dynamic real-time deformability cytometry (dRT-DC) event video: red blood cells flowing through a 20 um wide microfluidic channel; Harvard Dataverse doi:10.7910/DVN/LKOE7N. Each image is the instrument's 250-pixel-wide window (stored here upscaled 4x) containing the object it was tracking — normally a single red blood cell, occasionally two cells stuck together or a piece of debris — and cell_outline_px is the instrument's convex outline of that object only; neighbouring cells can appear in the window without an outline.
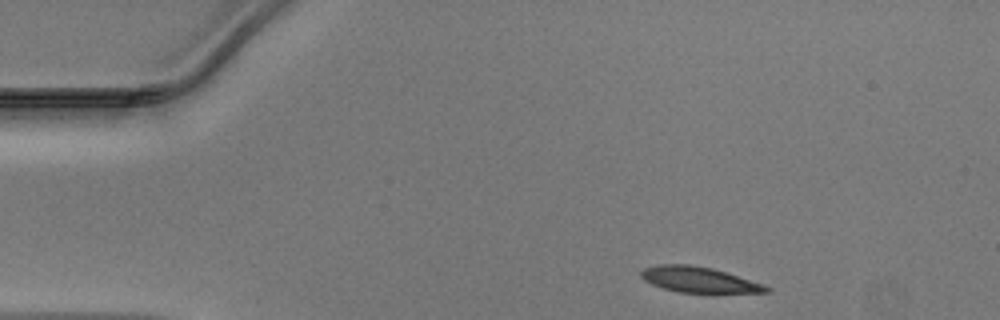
{"species": "Egyptian fruit bat (a non-hibernating species)", "species_latin": "Rousettus aegyptiacus", "temperature_condition": "warm", "stored_images_in_passage": 35, "camera_frame_rate_fps": 3000, "um_per_image_px": 0.085, "animal": {"sex": "male"}, "frame": {"image": 1, "passage_image": 1, "time_ms": 0.0, "image_size_px": [1000, 320], "cell_outline_px": [[772, 292], [680, 292], [664, 288], [652, 284], [644, 280], [640, 276], [640, 272], [644, 268], [660, 264], [688, 264], [712, 268], [764, 284], [772, 288]], "centroid_in_image_um": [59.41, 23.76], "position_along_channel_um": 25.6, "area_um2": 18.44}}
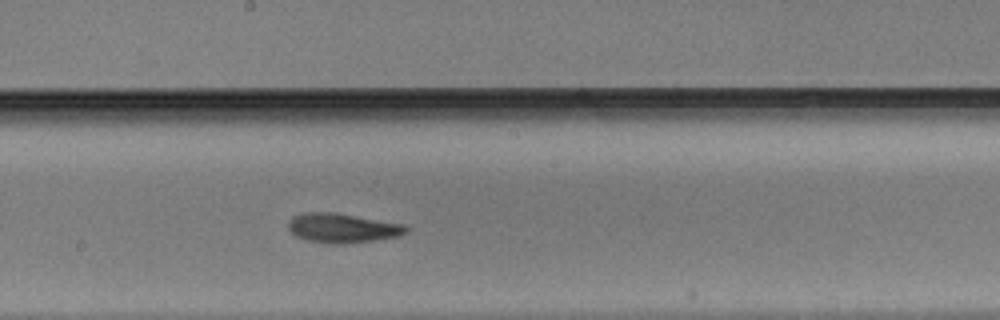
{"frame": {"image": 2, "passage_image": 20, "time_ms": 6.333, "image_size_px": [1000, 320], "cell_outline_px": [[408, 232], [396, 236], [348, 244], [328, 244], [308, 240], [296, 236], [288, 228], [288, 220], [292, 216], [304, 212], [336, 212], [404, 224], [408, 228]], "centroid_in_image_um": [29.07, 19.37], "position_along_channel_um": 219.1, "area_um2": 20.29}}
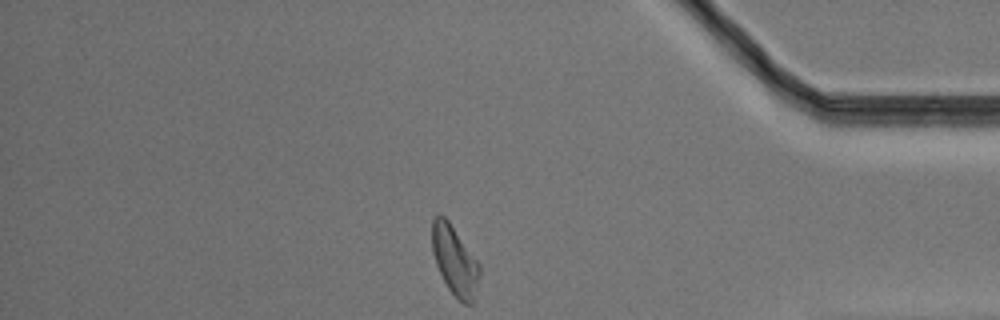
{"frame": {"image": 3, "passage_image": 35, "time_ms": 11.333, "image_size_px": [1000, 320], "cell_outline_px": [[480, 276], [476, 304], [464, 304], [448, 288], [436, 264], [432, 252], [432, 220], [436, 212], [440, 212], [448, 220], [480, 264]], "centroid_in_image_um": [38.68, 22.16], "position_along_channel_um": 396.5, "area_um2": 19.54}}